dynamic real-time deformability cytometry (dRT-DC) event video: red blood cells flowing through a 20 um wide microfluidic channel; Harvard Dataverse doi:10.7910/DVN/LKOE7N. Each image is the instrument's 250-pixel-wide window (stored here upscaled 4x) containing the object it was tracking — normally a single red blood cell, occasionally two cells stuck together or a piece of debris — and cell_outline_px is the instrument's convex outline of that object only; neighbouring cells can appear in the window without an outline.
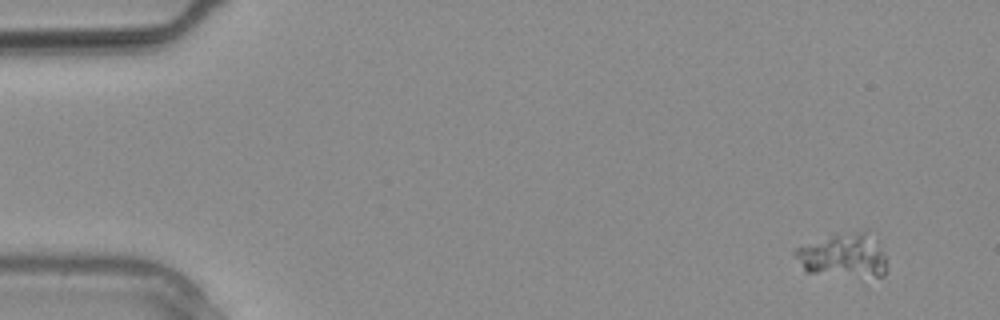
{"species": "common noctule bat (a hibernating species)", "species_latin": "Nyctalus noctula", "temperature_condition": "warm", "stored_images_in_passage": 29, "camera_frame_rate_fps": 3000, "um_per_image_px": 0.085, "animal": {"sex": "male", "body_mass_g": 20.4}, "frame": {"image": 1, "passage_image": 1, "time_ms": 0.0, "image_size_px": [1000, 320], "cell_outline_px": [[888, 268], [884, 276], [876, 276], [804, 272], [792, 252], [796, 248], [836, 232], [864, 228], [868, 228], [884, 256]], "centroid_in_image_um": [71.68, 21.64], "position_along_channel_um": 13.3, "area_um2": 23.81}}
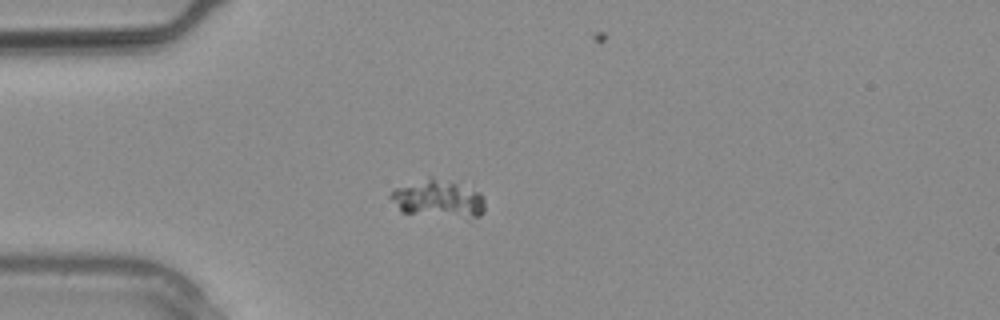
{"frame": {"image": 2, "passage_image": 7, "time_ms": 2.0, "image_size_px": [1000, 320], "cell_outline_px": [[484, 212], [480, 216], [468, 220], [400, 212], [388, 196], [392, 188], [428, 176], [432, 176], [480, 192], [484, 200]], "centroid_in_image_um": [37.21, 16.93], "position_along_channel_um": 47.8, "area_um2": 21.44}}
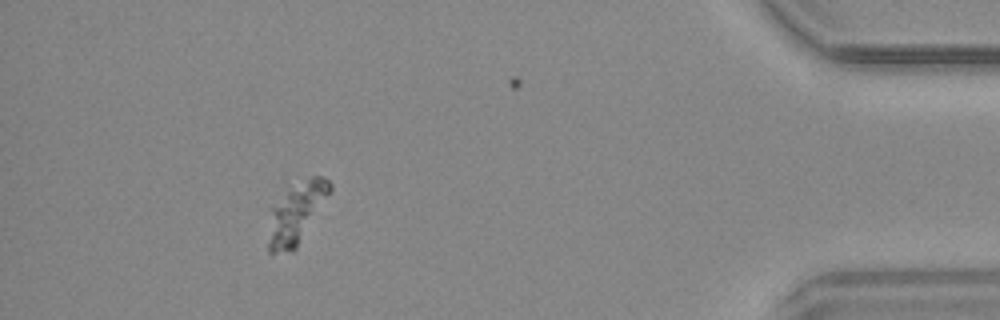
{"frame": {"image": 3, "passage_image": 26, "time_ms": 8.333, "image_size_px": [1000, 320], "cell_outline_px": [[332, 188], [296, 248], [292, 252], [268, 252], [268, 244], [272, 208], [284, 180], [312, 176], [324, 176], [332, 184]], "centroid_in_image_um": [25.15, 17.94], "position_along_channel_um": 410.1, "area_um2": 22.6}}